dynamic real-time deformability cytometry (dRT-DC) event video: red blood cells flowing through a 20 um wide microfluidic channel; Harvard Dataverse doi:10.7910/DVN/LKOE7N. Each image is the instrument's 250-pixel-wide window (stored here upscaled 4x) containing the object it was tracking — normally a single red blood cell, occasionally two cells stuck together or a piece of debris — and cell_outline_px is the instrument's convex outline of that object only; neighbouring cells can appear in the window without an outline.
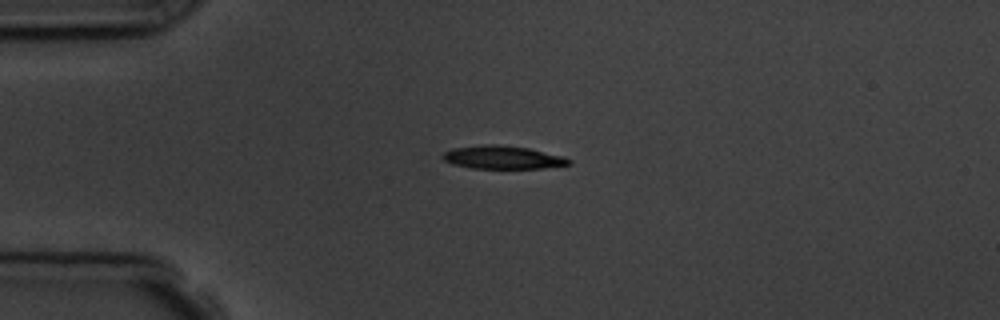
{"species": "common noctule bat (a hibernating species)", "species_latin": "Nyctalus noctula", "temperature_condition": "room temperature", "stored_images_in_passage": 6, "camera_frame_rate_fps": 3000, "um_per_image_px": 0.085, "animal": {"sex": "male", "body_mass_g": 19.5, "forearm_length_mm": 54.6}, "frame": {"image": 1, "passage_image": 4, "time_ms": 3.333, "image_size_px": [1000, 320], "cell_outline_px": [[572, 164], [544, 168], [472, 168], [452, 164], [444, 160], [440, 156], [444, 152], [452, 148], [484, 144], [500, 144], [528, 148], [564, 156], [572, 160]], "centroid_in_image_um": [42.73, 13.37], "position_along_channel_um": 42.3, "area_um2": 17.17}}